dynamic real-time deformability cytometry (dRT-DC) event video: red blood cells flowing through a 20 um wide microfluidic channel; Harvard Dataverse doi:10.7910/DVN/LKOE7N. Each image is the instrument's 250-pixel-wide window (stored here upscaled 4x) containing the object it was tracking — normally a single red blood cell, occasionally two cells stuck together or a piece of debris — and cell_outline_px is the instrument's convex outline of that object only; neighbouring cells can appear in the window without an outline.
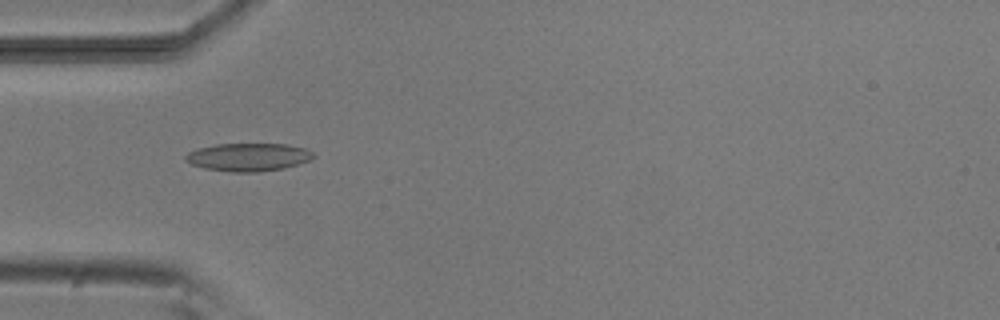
{"species": "common noctule bat (a hibernating species)", "species_latin": "Nyctalus noctula", "temperature_condition": "room temperature", "stored_images_in_passage": 7, "camera_frame_rate_fps": 3000, "um_per_image_px": 0.085, "animal": {"sex": "male", "body_mass_g": 20.5, "forearm_length_mm": 52.5}, "frame": {"image": 1, "passage_image": 5, "time_ms": 4.667, "image_size_px": [1000, 320], "cell_outline_px": [[316, 156], [312, 160], [284, 168], [256, 172], [232, 172], [204, 168], [192, 164], [184, 160], [184, 156], [188, 152], [196, 148], [216, 144], [288, 144], [304, 148], [312, 152]], "centroid_in_image_um": [21.1, 13.35], "position_along_channel_um": 63.9, "area_um2": 20.98}}
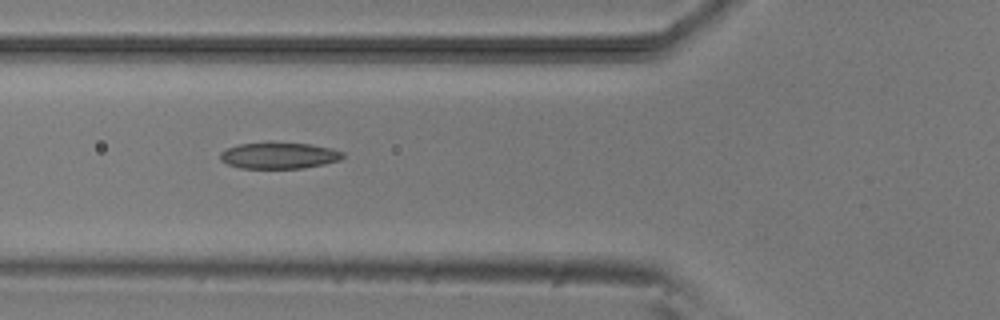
{"frame": {"image": 2, "passage_image": 6, "time_ms": 5.667, "image_size_px": [1000, 320], "cell_outline_px": [[344, 156], [340, 160], [324, 164], [304, 168], [240, 168], [228, 164], [220, 160], [220, 152], [228, 148], [240, 144], [272, 140], [308, 144], [332, 148], [344, 152]], "centroid_in_image_um": [23.72, 13.19], "position_along_channel_um": 102.1, "area_um2": 19.31}}
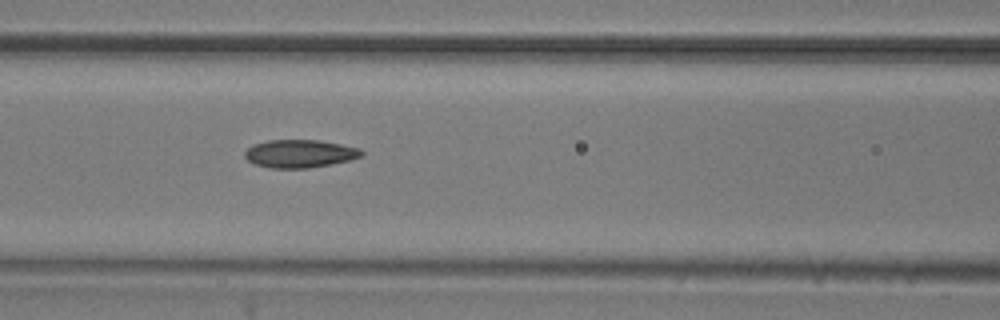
{"frame": {"image": 3, "passage_image": 7, "time_ms": 6.667, "image_size_px": [1000, 320], "cell_outline_px": [[364, 156], [348, 160], [308, 168], [272, 168], [256, 164], [248, 160], [244, 156], [244, 152], [248, 148], [256, 144], [268, 140], [320, 140], [360, 148], [364, 152]], "centroid_in_image_um": [25.5, 13.05], "position_along_channel_um": 141.1, "area_um2": 18.84}}